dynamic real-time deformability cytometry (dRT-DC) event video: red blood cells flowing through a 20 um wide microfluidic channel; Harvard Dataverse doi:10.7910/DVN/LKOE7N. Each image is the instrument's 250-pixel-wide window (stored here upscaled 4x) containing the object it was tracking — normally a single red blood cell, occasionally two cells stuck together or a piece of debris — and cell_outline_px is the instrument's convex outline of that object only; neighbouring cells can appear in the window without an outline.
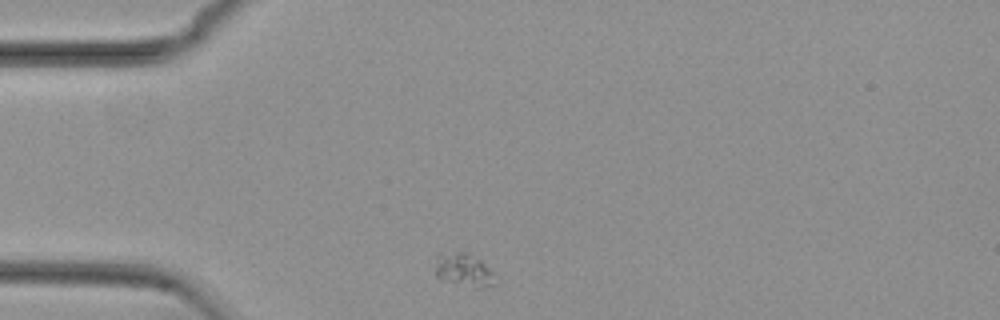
{"species": "common noctule bat (a hibernating species)", "species_latin": "Nyctalus noctula", "temperature_condition": "cold", "stored_images_in_passage": 45, "camera_frame_rate_fps": 3000, "um_per_image_px": 0.085, "animal": {"sex": "female", "body_mass_g": 29.2, "forearm_length_mm": 56.3}, "frame": {"image": 1, "passage_image": 1, "time_ms": 0.0, "image_size_px": [1000, 320], "cell_outline_px": [[496, 284], [484, 288], [476, 288], [440, 280], [436, 276], [436, 256], [440, 252], [464, 252], [480, 260], [492, 272]], "centroid_in_image_um": [39.39, 22.96], "position_along_channel_um": 45.6, "area_um2": 11.62}}
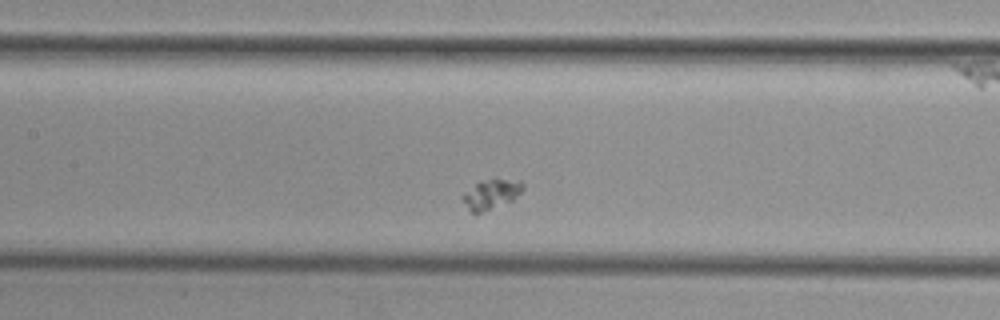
{"frame": {"image": 2, "passage_image": 13, "time_ms": 4.0, "image_size_px": [1000, 320], "cell_outline_px": [[524, 188], [512, 200], [480, 212], [472, 212], [468, 208], [464, 200], [464, 196], [480, 180], [492, 176], [496, 176], [520, 180], [524, 184]], "centroid_in_image_um": [41.85, 16.4], "position_along_channel_um": 165.6, "area_um2": 10.29}}
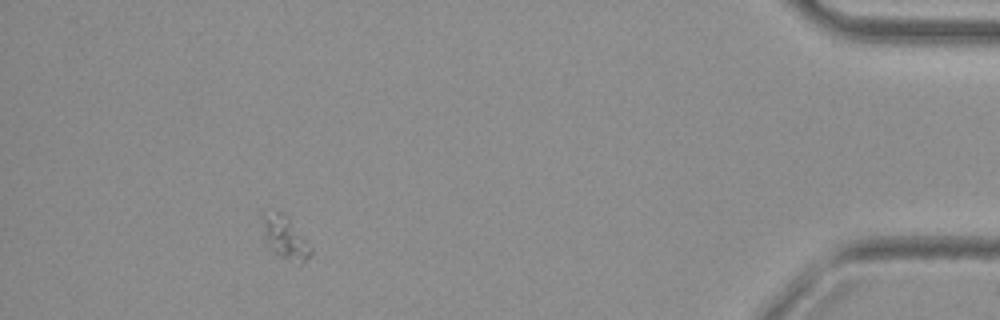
{"frame": {"image": 3, "passage_image": 39, "time_ms": 12.667, "image_size_px": [1000, 320], "cell_outline_px": [[312, 252], [300, 264], [280, 256], [264, 240], [260, 220], [260, 212], [280, 212], [288, 216], [312, 248]], "centroid_in_image_um": [24.17, 20.13], "position_along_channel_um": 411.0, "area_um2": 12.02}}